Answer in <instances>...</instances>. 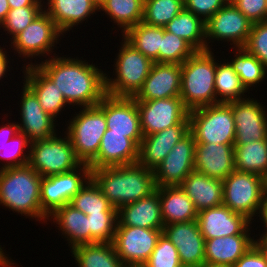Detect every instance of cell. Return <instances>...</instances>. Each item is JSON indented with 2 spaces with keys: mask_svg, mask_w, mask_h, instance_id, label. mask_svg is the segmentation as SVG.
Returning a JSON list of instances; mask_svg holds the SVG:
<instances>
[{
  "mask_svg": "<svg viewBox=\"0 0 267 267\" xmlns=\"http://www.w3.org/2000/svg\"><path fill=\"white\" fill-rule=\"evenodd\" d=\"M189 132V123H179L158 133L144 136L139 146L138 163L154 170L171 149Z\"/></svg>",
  "mask_w": 267,
  "mask_h": 267,
  "instance_id": "cell-22",
  "label": "cell"
},
{
  "mask_svg": "<svg viewBox=\"0 0 267 267\" xmlns=\"http://www.w3.org/2000/svg\"><path fill=\"white\" fill-rule=\"evenodd\" d=\"M236 58L230 63L235 73L239 76L245 89L261 82L266 74L264 64L252 54H249L244 48H238Z\"/></svg>",
  "mask_w": 267,
  "mask_h": 267,
  "instance_id": "cell-39",
  "label": "cell"
},
{
  "mask_svg": "<svg viewBox=\"0 0 267 267\" xmlns=\"http://www.w3.org/2000/svg\"><path fill=\"white\" fill-rule=\"evenodd\" d=\"M235 129L228 103L220 102L189 111V131L196 143L234 145Z\"/></svg>",
  "mask_w": 267,
  "mask_h": 267,
  "instance_id": "cell-5",
  "label": "cell"
},
{
  "mask_svg": "<svg viewBox=\"0 0 267 267\" xmlns=\"http://www.w3.org/2000/svg\"><path fill=\"white\" fill-rule=\"evenodd\" d=\"M196 142L189 131L153 170L156 187L180 185L193 171Z\"/></svg>",
  "mask_w": 267,
  "mask_h": 267,
  "instance_id": "cell-13",
  "label": "cell"
},
{
  "mask_svg": "<svg viewBox=\"0 0 267 267\" xmlns=\"http://www.w3.org/2000/svg\"><path fill=\"white\" fill-rule=\"evenodd\" d=\"M117 226L163 229L159 187L148 196L117 209Z\"/></svg>",
  "mask_w": 267,
  "mask_h": 267,
  "instance_id": "cell-25",
  "label": "cell"
},
{
  "mask_svg": "<svg viewBox=\"0 0 267 267\" xmlns=\"http://www.w3.org/2000/svg\"><path fill=\"white\" fill-rule=\"evenodd\" d=\"M42 0H8L10 8H19L23 6H42Z\"/></svg>",
  "mask_w": 267,
  "mask_h": 267,
  "instance_id": "cell-51",
  "label": "cell"
},
{
  "mask_svg": "<svg viewBox=\"0 0 267 267\" xmlns=\"http://www.w3.org/2000/svg\"><path fill=\"white\" fill-rule=\"evenodd\" d=\"M196 221L205 239L247 234L250 227L249 219L224 204L198 212Z\"/></svg>",
  "mask_w": 267,
  "mask_h": 267,
  "instance_id": "cell-20",
  "label": "cell"
},
{
  "mask_svg": "<svg viewBox=\"0 0 267 267\" xmlns=\"http://www.w3.org/2000/svg\"><path fill=\"white\" fill-rule=\"evenodd\" d=\"M253 244L248 234L205 239V264L234 266Z\"/></svg>",
  "mask_w": 267,
  "mask_h": 267,
  "instance_id": "cell-27",
  "label": "cell"
},
{
  "mask_svg": "<svg viewBox=\"0 0 267 267\" xmlns=\"http://www.w3.org/2000/svg\"><path fill=\"white\" fill-rule=\"evenodd\" d=\"M197 212L223 204V181L193 170L180 184Z\"/></svg>",
  "mask_w": 267,
  "mask_h": 267,
  "instance_id": "cell-26",
  "label": "cell"
},
{
  "mask_svg": "<svg viewBox=\"0 0 267 267\" xmlns=\"http://www.w3.org/2000/svg\"><path fill=\"white\" fill-rule=\"evenodd\" d=\"M116 59V79L106 76V93L114 97H133L148 77L153 61L125 39Z\"/></svg>",
  "mask_w": 267,
  "mask_h": 267,
  "instance_id": "cell-7",
  "label": "cell"
},
{
  "mask_svg": "<svg viewBox=\"0 0 267 267\" xmlns=\"http://www.w3.org/2000/svg\"><path fill=\"white\" fill-rule=\"evenodd\" d=\"M93 4L98 8V10L101 9V7L105 4L107 0H91Z\"/></svg>",
  "mask_w": 267,
  "mask_h": 267,
  "instance_id": "cell-58",
  "label": "cell"
},
{
  "mask_svg": "<svg viewBox=\"0 0 267 267\" xmlns=\"http://www.w3.org/2000/svg\"><path fill=\"white\" fill-rule=\"evenodd\" d=\"M25 68L24 84L35 94L42 109L55 118L67 104L64 95L37 65L28 64Z\"/></svg>",
  "mask_w": 267,
  "mask_h": 267,
  "instance_id": "cell-28",
  "label": "cell"
},
{
  "mask_svg": "<svg viewBox=\"0 0 267 267\" xmlns=\"http://www.w3.org/2000/svg\"><path fill=\"white\" fill-rule=\"evenodd\" d=\"M50 216H53L62 232L69 238L71 247L90 244L91 231L89 219L86 214L73 207L70 203L55 209Z\"/></svg>",
  "mask_w": 267,
  "mask_h": 267,
  "instance_id": "cell-31",
  "label": "cell"
},
{
  "mask_svg": "<svg viewBox=\"0 0 267 267\" xmlns=\"http://www.w3.org/2000/svg\"><path fill=\"white\" fill-rule=\"evenodd\" d=\"M233 267H267L261 252L252 245Z\"/></svg>",
  "mask_w": 267,
  "mask_h": 267,
  "instance_id": "cell-49",
  "label": "cell"
},
{
  "mask_svg": "<svg viewBox=\"0 0 267 267\" xmlns=\"http://www.w3.org/2000/svg\"><path fill=\"white\" fill-rule=\"evenodd\" d=\"M123 35L124 39L136 50L150 58L153 62L159 63L163 27L150 26L140 22L128 29Z\"/></svg>",
  "mask_w": 267,
  "mask_h": 267,
  "instance_id": "cell-35",
  "label": "cell"
},
{
  "mask_svg": "<svg viewBox=\"0 0 267 267\" xmlns=\"http://www.w3.org/2000/svg\"><path fill=\"white\" fill-rule=\"evenodd\" d=\"M184 8V0H145L142 22L165 27Z\"/></svg>",
  "mask_w": 267,
  "mask_h": 267,
  "instance_id": "cell-38",
  "label": "cell"
},
{
  "mask_svg": "<svg viewBox=\"0 0 267 267\" xmlns=\"http://www.w3.org/2000/svg\"><path fill=\"white\" fill-rule=\"evenodd\" d=\"M72 254L79 267H124L112 243L78 245Z\"/></svg>",
  "mask_w": 267,
  "mask_h": 267,
  "instance_id": "cell-34",
  "label": "cell"
},
{
  "mask_svg": "<svg viewBox=\"0 0 267 267\" xmlns=\"http://www.w3.org/2000/svg\"><path fill=\"white\" fill-rule=\"evenodd\" d=\"M202 267H233V266H229V265L204 264Z\"/></svg>",
  "mask_w": 267,
  "mask_h": 267,
  "instance_id": "cell-59",
  "label": "cell"
},
{
  "mask_svg": "<svg viewBox=\"0 0 267 267\" xmlns=\"http://www.w3.org/2000/svg\"><path fill=\"white\" fill-rule=\"evenodd\" d=\"M22 93L20 114L23 124L18 125L19 131L28 138L30 143L55 136L54 118L42 109L37 97L26 85Z\"/></svg>",
  "mask_w": 267,
  "mask_h": 267,
  "instance_id": "cell-21",
  "label": "cell"
},
{
  "mask_svg": "<svg viewBox=\"0 0 267 267\" xmlns=\"http://www.w3.org/2000/svg\"><path fill=\"white\" fill-rule=\"evenodd\" d=\"M143 9V0H107L101 7L114 23L123 28V33L142 22Z\"/></svg>",
  "mask_w": 267,
  "mask_h": 267,
  "instance_id": "cell-36",
  "label": "cell"
},
{
  "mask_svg": "<svg viewBox=\"0 0 267 267\" xmlns=\"http://www.w3.org/2000/svg\"><path fill=\"white\" fill-rule=\"evenodd\" d=\"M214 83L216 95L221 97L220 102L227 103L242 99L241 96L246 92L239 76L229 62L221 65L217 63Z\"/></svg>",
  "mask_w": 267,
  "mask_h": 267,
  "instance_id": "cell-40",
  "label": "cell"
},
{
  "mask_svg": "<svg viewBox=\"0 0 267 267\" xmlns=\"http://www.w3.org/2000/svg\"><path fill=\"white\" fill-rule=\"evenodd\" d=\"M41 181L29 165L0 169V203L32 218L49 219L41 208Z\"/></svg>",
  "mask_w": 267,
  "mask_h": 267,
  "instance_id": "cell-3",
  "label": "cell"
},
{
  "mask_svg": "<svg viewBox=\"0 0 267 267\" xmlns=\"http://www.w3.org/2000/svg\"><path fill=\"white\" fill-rule=\"evenodd\" d=\"M91 178L116 209L134 203L156 189L153 170L138 162L91 169Z\"/></svg>",
  "mask_w": 267,
  "mask_h": 267,
  "instance_id": "cell-2",
  "label": "cell"
},
{
  "mask_svg": "<svg viewBox=\"0 0 267 267\" xmlns=\"http://www.w3.org/2000/svg\"><path fill=\"white\" fill-rule=\"evenodd\" d=\"M144 267H182L178 250L174 244L164 235L158 238L156 247Z\"/></svg>",
  "mask_w": 267,
  "mask_h": 267,
  "instance_id": "cell-43",
  "label": "cell"
},
{
  "mask_svg": "<svg viewBox=\"0 0 267 267\" xmlns=\"http://www.w3.org/2000/svg\"><path fill=\"white\" fill-rule=\"evenodd\" d=\"M164 28L166 31L184 39L196 51L209 50L206 42L205 21L185 8Z\"/></svg>",
  "mask_w": 267,
  "mask_h": 267,
  "instance_id": "cell-32",
  "label": "cell"
},
{
  "mask_svg": "<svg viewBox=\"0 0 267 267\" xmlns=\"http://www.w3.org/2000/svg\"><path fill=\"white\" fill-rule=\"evenodd\" d=\"M266 190L267 180L262 176L234 170L223 180V204L251 221Z\"/></svg>",
  "mask_w": 267,
  "mask_h": 267,
  "instance_id": "cell-9",
  "label": "cell"
},
{
  "mask_svg": "<svg viewBox=\"0 0 267 267\" xmlns=\"http://www.w3.org/2000/svg\"><path fill=\"white\" fill-rule=\"evenodd\" d=\"M124 267H144V266L140 265V266H124Z\"/></svg>",
  "mask_w": 267,
  "mask_h": 267,
  "instance_id": "cell-61",
  "label": "cell"
},
{
  "mask_svg": "<svg viewBox=\"0 0 267 267\" xmlns=\"http://www.w3.org/2000/svg\"><path fill=\"white\" fill-rule=\"evenodd\" d=\"M253 23L231 3H226L205 22L206 38L232 41L243 48L248 40Z\"/></svg>",
  "mask_w": 267,
  "mask_h": 267,
  "instance_id": "cell-15",
  "label": "cell"
},
{
  "mask_svg": "<svg viewBox=\"0 0 267 267\" xmlns=\"http://www.w3.org/2000/svg\"><path fill=\"white\" fill-rule=\"evenodd\" d=\"M7 56L4 53L3 49L0 47V79L2 76L5 75L6 73V68L8 67V62H7Z\"/></svg>",
  "mask_w": 267,
  "mask_h": 267,
  "instance_id": "cell-54",
  "label": "cell"
},
{
  "mask_svg": "<svg viewBox=\"0 0 267 267\" xmlns=\"http://www.w3.org/2000/svg\"><path fill=\"white\" fill-rule=\"evenodd\" d=\"M181 64L153 63L142 87L133 96L136 101L180 97Z\"/></svg>",
  "mask_w": 267,
  "mask_h": 267,
  "instance_id": "cell-19",
  "label": "cell"
},
{
  "mask_svg": "<svg viewBox=\"0 0 267 267\" xmlns=\"http://www.w3.org/2000/svg\"><path fill=\"white\" fill-rule=\"evenodd\" d=\"M259 214L262 217V221L264 223V226L267 228V190L265 191L262 201L259 207Z\"/></svg>",
  "mask_w": 267,
  "mask_h": 267,
  "instance_id": "cell-52",
  "label": "cell"
},
{
  "mask_svg": "<svg viewBox=\"0 0 267 267\" xmlns=\"http://www.w3.org/2000/svg\"><path fill=\"white\" fill-rule=\"evenodd\" d=\"M70 204L86 215L101 211H117L92 178L87 183L85 182V185L72 198Z\"/></svg>",
  "mask_w": 267,
  "mask_h": 267,
  "instance_id": "cell-37",
  "label": "cell"
},
{
  "mask_svg": "<svg viewBox=\"0 0 267 267\" xmlns=\"http://www.w3.org/2000/svg\"><path fill=\"white\" fill-rule=\"evenodd\" d=\"M28 143L30 144L28 138L22 132L16 134V137L14 136L8 142L6 141L0 142V158L5 160L7 159L10 160L8 161V163L4 164V166H2V168L0 169L21 167L28 165L29 155L26 156L23 154L24 152L23 149L26 148L27 145H29ZM6 147H8L9 149H7Z\"/></svg>",
  "mask_w": 267,
  "mask_h": 267,
  "instance_id": "cell-44",
  "label": "cell"
},
{
  "mask_svg": "<svg viewBox=\"0 0 267 267\" xmlns=\"http://www.w3.org/2000/svg\"><path fill=\"white\" fill-rule=\"evenodd\" d=\"M97 9L91 0H48L46 13L64 33L87 19Z\"/></svg>",
  "mask_w": 267,
  "mask_h": 267,
  "instance_id": "cell-30",
  "label": "cell"
},
{
  "mask_svg": "<svg viewBox=\"0 0 267 267\" xmlns=\"http://www.w3.org/2000/svg\"><path fill=\"white\" fill-rule=\"evenodd\" d=\"M196 50L184 39L165 30L161 37V48L159 50V63L182 64L192 56Z\"/></svg>",
  "mask_w": 267,
  "mask_h": 267,
  "instance_id": "cell-41",
  "label": "cell"
},
{
  "mask_svg": "<svg viewBox=\"0 0 267 267\" xmlns=\"http://www.w3.org/2000/svg\"><path fill=\"white\" fill-rule=\"evenodd\" d=\"M159 198L164 226L196 220L198 212L180 185L159 187Z\"/></svg>",
  "mask_w": 267,
  "mask_h": 267,
  "instance_id": "cell-29",
  "label": "cell"
},
{
  "mask_svg": "<svg viewBox=\"0 0 267 267\" xmlns=\"http://www.w3.org/2000/svg\"><path fill=\"white\" fill-rule=\"evenodd\" d=\"M226 4L225 0H184V8L206 22Z\"/></svg>",
  "mask_w": 267,
  "mask_h": 267,
  "instance_id": "cell-48",
  "label": "cell"
},
{
  "mask_svg": "<svg viewBox=\"0 0 267 267\" xmlns=\"http://www.w3.org/2000/svg\"><path fill=\"white\" fill-rule=\"evenodd\" d=\"M163 229H147L131 226H116L112 244L124 266L144 265Z\"/></svg>",
  "mask_w": 267,
  "mask_h": 267,
  "instance_id": "cell-10",
  "label": "cell"
},
{
  "mask_svg": "<svg viewBox=\"0 0 267 267\" xmlns=\"http://www.w3.org/2000/svg\"><path fill=\"white\" fill-rule=\"evenodd\" d=\"M235 170L258 174L267 180V139L234 145Z\"/></svg>",
  "mask_w": 267,
  "mask_h": 267,
  "instance_id": "cell-33",
  "label": "cell"
},
{
  "mask_svg": "<svg viewBox=\"0 0 267 267\" xmlns=\"http://www.w3.org/2000/svg\"><path fill=\"white\" fill-rule=\"evenodd\" d=\"M267 229V228H266ZM254 246H267V230L265 234L259 238L258 241L254 240Z\"/></svg>",
  "mask_w": 267,
  "mask_h": 267,
  "instance_id": "cell-56",
  "label": "cell"
},
{
  "mask_svg": "<svg viewBox=\"0 0 267 267\" xmlns=\"http://www.w3.org/2000/svg\"><path fill=\"white\" fill-rule=\"evenodd\" d=\"M262 254L265 263L267 264V246H255Z\"/></svg>",
  "mask_w": 267,
  "mask_h": 267,
  "instance_id": "cell-57",
  "label": "cell"
},
{
  "mask_svg": "<svg viewBox=\"0 0 267 267\" xmlns=\"http://www.w3.org/2000/svg\"><path fill=\"white\" fill-rule=\"evenodd\" d=\"M10 10L8 0H0V25L4 22Z\"/></svg>",
  "mask_w": 267,
  "mask_h": 267,
  "instance_id": "cell-53",
  "label": "cell"
},
{
  "mask_svg": "<svg viewBox=\"0 0 267 267\" xmlns=\"http://www.w3.org/2000/svg\"><path fill=\"white\" fill-rule=\"evenodd\" d=\"M91 243H112L118 221L117 211L88 214Z\"/></svg>",
  "mask_w": 267,
  "mask_h": 267,
  "instance_id": "cell-42",
  "label": "cell"
},
{
  "mask_svg": "<svg viewBox=\"0 0 267 267\" xmlns=\"http://www.w3.org/2000/svg\"><path fill=\"white\" fill-rule=\"evenodd\" d=\"M234 5L253 24L267 21V0H237Z\"/></svg>",
  "mask_w": 267,
  "mask_h": 267,
  "instance_id": "cell-47",
  "label": "cell"
},
{
  "mask_svg": "<svg viewBox=\"0 0 267 267\" xmlns=\"http://www.w3.org/2000/svg\"><path fill=\"white\" fill-rule=\"evenodd\" d=\"M227 103L231 106L235 121L234 145L267 139V116L261 104L248 98Z\"/></svg>",
  "mask_w": 267,
  "mask_h": 267,
  "instance_id": "cell-18",
  "label": "cell"
},
{
  "mask_svg": "<svg viewBox=\"0 0 267 267\" xmlns=\"http://www.w3.org/2000/svg\"><path fill=\"white\" fill-rule=\"evenodd\" d=\"M36 65L54 82L67 104L92 107L107 95L106 74L93 64L55 57Z\"/></svg>",
  "mask_w": 267,
  "mask_h": 267,
  "instance_id": "cell-1",
  "label": "cell"
},
{
  "mask_svg": "<svg viewBox=\"0 0 267 267\" xmlns=\"http://www.w3.org/2000/svg\"><path fill=\"white\" fill-rule=\"evenodd\" d=\"M77 170L79 168L66 173L42 177L40 189L41 208L48 216L55 209L70 203L75 194L85 185L84 182L91 178V168L88 164H82V168L80 166L84 177L80 174L78 175Z\"/></svg>",
  "mask_w": 267,
  "mask_h": 267,
  "instance_id": "cell-12",
  "label": "cell"
},
{
  "mask_svg": "<svg viewBox=\"0 0 267 267\" xmlns=\"http://www.w3.org/2000/svg\"><path fill=\"white\" fill-rule=\"evenodd\" d=\"M243 48L249 54L256 56L267 69V21L252 25L248 40Z\"/></svg>",
  "mask_w": 267,
  "mask_h": 267,
  "instance_id": "cell-46",
  "label": "cell"
},
{
  "mask_svg": "<svg viewBox=\"0 0 267 267\" xmlns=\"http://www.w3.org/2000/svg\"><path fill=\"white\" fill-rule=\"evenodd\" d=\"M104 116L107 123L105 133L126 134L138 146L142 141L140 115L133 97H104Z\"/></svg>",
  "mask_w": 267,
  "mask_h": 267,
  "instance_id": "cell-14",
  "label": "cell"
},
{
  "mask_svg": "<svg viewBox=\"0 0 267 267\" xmlns=\"http://www.w3.org/2000/svg\"><path fill=\"white\" fill-rule=\"evenodd\" d=\"M143 136L158 133L179 123H189V110L180 97L136 101Z\"/></svg>",
  "mask_w": 267,
  "mask_h": 267,
  "instance_id": "cell-11",
  "label": "cell"
},
{
  "mask_svg": "<svg viewBox=\"0 0 267 267\" xmlns=\"http://www.w3.org/2000/svg\"><path fill=\"white\" fill-rule=\"evenodd\" d=\"M194 168L223 181L235 170L234 145L196 143Z\"/></svg>",
  "mask_w": 267,
  "mask_h": 267,
  "instance_id": "cell-23",
  "label": "cell"
},
{
  "mask_svg": "<svg viewBox=\"0 0 267 267\" xmlns=\"http://www.w3.org/2000/svg\"><path fill=\"white\" fill-rule=\"evenodd\" d=\"M60 34L62 35L63 33L45 10L23 31L18 33L11 43L20 55H25V58L26 56L29 58L35 55L48 54Z\"/></svg>",
  "mask_w": 267,
  "mask_h": 267,
  "instance_id": "cell-16",
  "label": "cell"
},
{
  "mask_svg": "<svg viewBox=\"0 0 267 267\" xmlns=\"http://www.w3.org/2000/svg\"><path fill=\"white\" fill-rule=\"evenodd\" d=\"M70 121L68 132L72 147L83 164H90L97 156L101 140L107 130L104 116V98L92 107H84Z\"/></svg>",
  "mask_w": 267,
  "mask_h": 267,
  "instance_id": "cell-6",
  "label": "cell"
},
{
  "mask_svg": "<svg viewBox=\"0 0 267 267\" xmlns=\"http://www.w3.org/2000/svg\"><path fill=\"white\" fill-rule=\"evenodd\" d=\"M162 234L177 248L182 266L202 267L205 264V238L196 220L165 225Z\"/></svg>",
  "mask_w": 267,
  "mask_h": 267,
  "instance_id": "cell-17",
  "label": "cell"
},
{
  "mask_svg": "<svg viewBox=\"0 0 267 267\" xmlns=\"http://www.w3.org/2000/svg\"><path fill=\"white\" fill-rule=\"evenodd\" d=\"M237 0H225L226 3L234 4Z\"/></svg>",
  "mask_w": 267,
  "mask_h": 267,
  "instance_id": "cell-60",
  "label": "cell"
},
{
  "mask_svg": "<svg viewBox=\"0 0 267 267\" xmlns=\"http://www.w3.org/2000/svg\"><path fill=\"white\" fill-rule=\"evenodd\" d=\"M42 6H23L10 8L6 19L1 24L8 33L13 35L12 39L23 31L42 11Z\"/></svg>",
  "mask_w": 267,
  "mask_h": 267,
  "instance_id": "cell-45",
  "label": "cell"
},
{
  "mask_svg": "<svg viewBox=\"0 0 267 267\" xmlns=\"http://www.w3.org/2000/svg\"><path fill=\"white\" fill-rule=\"evenodd\" d=\"M216 69L210 50L196 51L181 64L180 98L189 111L220 103L215 92Z\"/></svg>",
  "mask_w": 267,
  "mask_h": 267,
  "instance_id": "cell-4",
  "label": "cell"
},
{
  "mask_svg": "<svg viewBox=\"0 0 267 267\" xmlns=\"http://www.w3.org/2000/svg\"><path fill=\"white\" fill-rule=\"evenodd\" d=\"M56 136L29 145L28 165L42 177L70 172L83 164L78 159L69 136Z\"/></svg>",
  "mask_w": 267,
  "mask_h": 267,
  "instance_id": "cell-8",
  "label": "cell"
},
{
  "mask_svg": "<svg viewBox=\"0 0 267 267\" xmlns=\"http://www.w3.org/2000/svg\"><path fill=\"white\" fill-rule=\"evenodd\" d=\"M139 146L126 134L105 133L96 158L89 164L91 169L115 167L138 162Z\"/></svg>",
  "mask_w": 267,
  "mask_h": 267,
  "instance_id": "cell-24",
  "label": "cell"
},
{
  "mask_svg": "<svg viewBox=\"0 0 267 267\" xmlns=\"http://www.w3.org/2000/svg\"><path fill=\"white\" fill-rule=\"evenodd\" d=\"M7 257H5L1 247H0V267H12L11 264H13L12 262L8 261L9 259H7Z\"/></svg>",
  "mask_w": 267,
  "mask_h": 267,
  "instance_id": "cell-55",
  "label": "cell"
},
{
  "mask_svg": "<svg viewBox=\"0 0 267 267\" xmlns=\"http://www.w3.org/2000/svg\"><path fill=\"white\" fill-rule=\"evenodd\" d=\"M19 124L10 123L6 124V126L0 128V142L11 140L19 131Z\"/></svg>",
  "mask_w": 267,
  "mask_h": 267,
  "instance_id": "cell-50",
  "label": "cell"
}]
</instances>
